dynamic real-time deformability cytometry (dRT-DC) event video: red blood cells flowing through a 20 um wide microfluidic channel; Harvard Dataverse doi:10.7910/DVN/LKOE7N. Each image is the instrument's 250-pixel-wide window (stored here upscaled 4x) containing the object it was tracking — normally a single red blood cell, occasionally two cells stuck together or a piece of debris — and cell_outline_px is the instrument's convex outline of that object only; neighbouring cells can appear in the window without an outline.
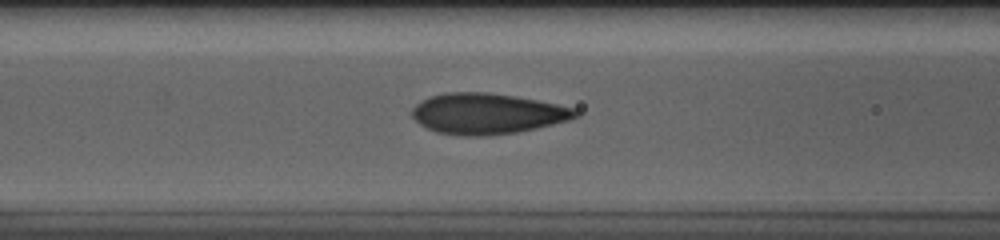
{"species": "human", "species_latin": "Homo sapiens", "temperature_condition": "cold", "stored_images_in_passage": 42, "camera_frame_rate_fps": 3000, "um_per_image_px": 0.085, "donor": {"sex": "male"}, "frame": {"image": 1, "passage_image": 15, "time_ms": 4.667, "image_size_px": [1000, 240], "cell_outline_px": [[580, 116], [568, 120], [536, 128], [516, 132], [480, 136], [464, 136], [436, 132], [420, 124], [412, 116], [412, 108], [416, 104], [432, 96], [448, 92], [484, 92], [512, 96], [536, 100], [576, 108], [580, 112]], "centroid_in_image_um": [41.43, 9.66], "position_along_channel_um": 125.2, "area_um2": 38.44}}
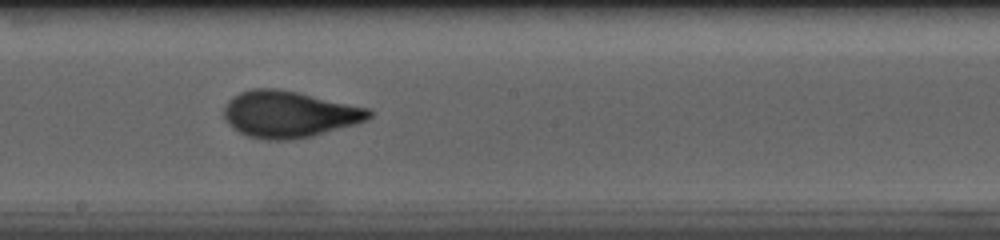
{"frame": {"image": 2, "passage_image": 23, "time_ms": 7.333, "image_size_px": [1000, 240], "cell_outline_px": [[372, 116], [368, 120], [356, 124], [312, 136], [292, 140], [264, 140], [248, 136], [232, 128], [228, 124], [224, 116], [224, 108], [228, 100], [232, 96], [240, 92], [252, 88], [276, 88], [296, 92], [372, 108]], "centroid_in_image_um": [24.58, 9.71], "position_along_channel_um": 223.6, "area_um2": 39.65}}
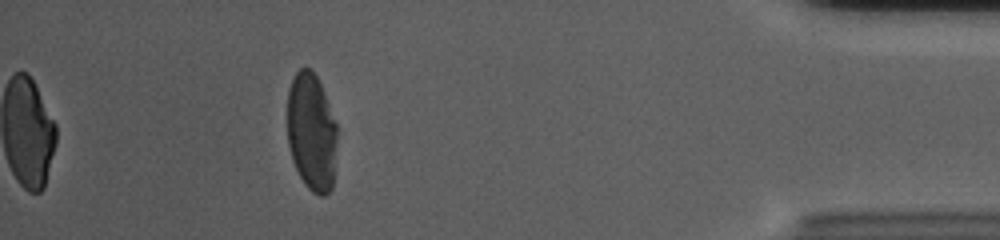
{"frame": {"image": 3, "passage_image": 42, "time_ms": 13.667, "image_size_px": [1000, 240], "cell_outline_px": [[336, 144], [332, 188], [324, 196], [320, 196], [312, 192], [304, 184], [292, 160], [288, 144], [288, 88], [292, 76], [300, 68], [312, 68], [324, 92], [336, 124]], "centroid_in_image_um": [26.46, 11.21], "position_along_channel_um": 408.7, "area_um2": 34.22}, "authors_computed_cell_mechanics": {"area_um2": 38.0324, "velocity_mm_per_s": 3.7013, "shape_relaxation_time_tau1_ms": 7.6021, "shape_relaxation_time_tau2_ms": 0.7377, "deformation_change_tau1": 0.2149, "deformation_change_tau2": 0.0693}}